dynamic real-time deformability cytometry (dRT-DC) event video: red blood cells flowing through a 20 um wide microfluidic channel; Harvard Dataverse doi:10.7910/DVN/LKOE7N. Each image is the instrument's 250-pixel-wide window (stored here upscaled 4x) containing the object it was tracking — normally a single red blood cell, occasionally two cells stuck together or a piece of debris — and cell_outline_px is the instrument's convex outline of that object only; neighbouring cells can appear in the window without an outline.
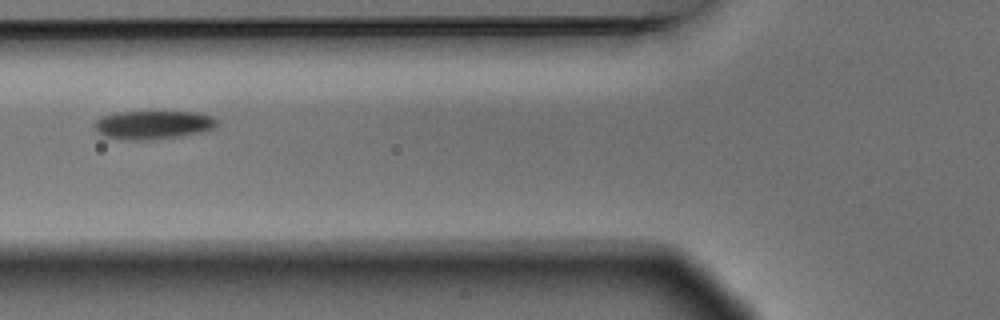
{"species": "Egyptian fruit bat (a non-hibernating species)", "species_latin": "Rousettus aegyptiacus", "temperature_condition": "warm", "stored_images_in_passage": 2, "camera_frame_rate_fps": 3000, "um_per_image_px": 0.085, "animal": {"sex": "male"}, "frame": {"image": 1, "passage_image": 2, "time_ms": 0.333, "image_size_px": [1000, 320], "cell_outline_px": [[220, 124], [216, 128], [204, 132], [180, 136], [152, 140], [124, 140], [104, 136], [96, 128], [96, 120], [104, 116], [116, 112], [196, 112], [212, 116], [220, 120]], "centroid_in_image_um": [13.13, 10.62], "position_along_channel_um": 112.7, "area_um2": 20.52}}